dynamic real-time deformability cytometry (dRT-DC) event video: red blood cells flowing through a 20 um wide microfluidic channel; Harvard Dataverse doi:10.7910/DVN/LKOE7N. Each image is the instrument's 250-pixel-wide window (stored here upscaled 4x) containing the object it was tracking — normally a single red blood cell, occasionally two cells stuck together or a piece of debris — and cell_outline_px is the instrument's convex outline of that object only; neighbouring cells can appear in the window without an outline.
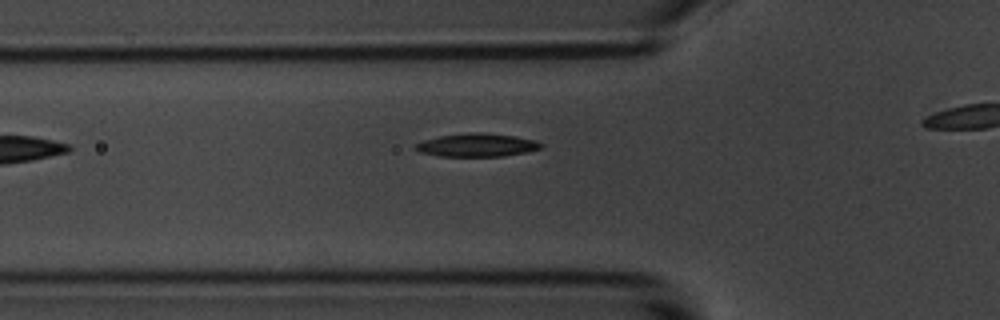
{"species": "common noctule bat (a hibernating species)", "species_latin": "Nyctalus noctula", "temperature_condition": "room temperature", "stored_images_in_passage": 3, "camera_frame_rate_fps": 3000, "um_per_image_px": 0.085, "animal": {"sex": "male", "body_mass_g": 20.1, "forearm_length_mm": 53.5}, "frame": {"image": 1, "passage_image": 2, "time_ms": 1.333, "image_size_px": [1000, 320], "cell_outline_px": [[544, 144], [540, 148], [524, 152], [504, 156], [440, 156], [420, 152], [412, 148], [416, 144], [424, 140], [440, 136], [468, 132], [480, 132], [516, 136], [536, 140]], "centroid_in_image_um": [40.53, 12.32], "position_along_channel_um": 85.3, "area_um2": 16.94}}